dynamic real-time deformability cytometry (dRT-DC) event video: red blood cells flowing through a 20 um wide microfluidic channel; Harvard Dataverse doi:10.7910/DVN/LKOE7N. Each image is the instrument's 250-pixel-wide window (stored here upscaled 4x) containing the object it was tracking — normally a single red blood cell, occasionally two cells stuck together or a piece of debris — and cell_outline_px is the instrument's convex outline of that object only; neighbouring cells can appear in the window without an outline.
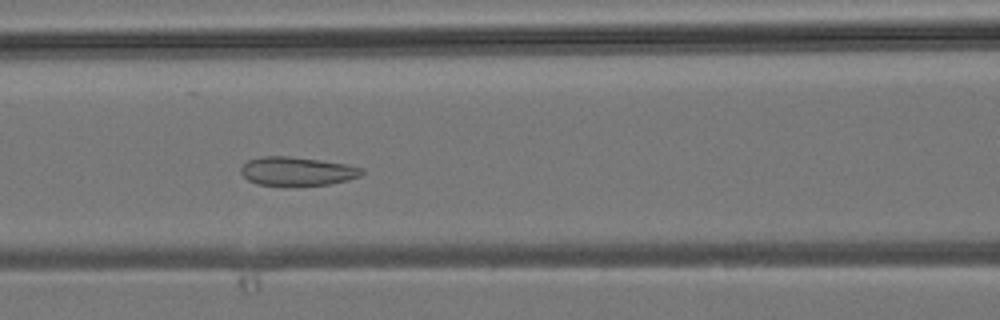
{"species": "common noctule bat (a hibernating species)", "species_latin": "Nyctalus noctula", "temperature_condition": "room temperature", "stored_images_in_passage": 42, "camera_frame_rate_fps": 3000, "um_per_image_px": 0.085, "animal": {"sex": "male", "body_mass_g": 19.2, "forearm_length_mm": 51.8}, "frame": {"image": 1, "passage_image": 18, "time_ms": 5.667, "image_size_px": [1000, 320], "cell_outline_px": [[364, 172], [360, 176], [348, 180], [328, 184], [284, 188], [280, 188], [256, 184], [248, 180], [240, 172], [240, 168], [248, 160], [260, 156], [288, 156], [320, 160], [344, 164], [364, 168]], "centroid_in_image_um": [25.21, 14.6], "position_along_channel_um": 141.4, "area_um2": 20.92}}
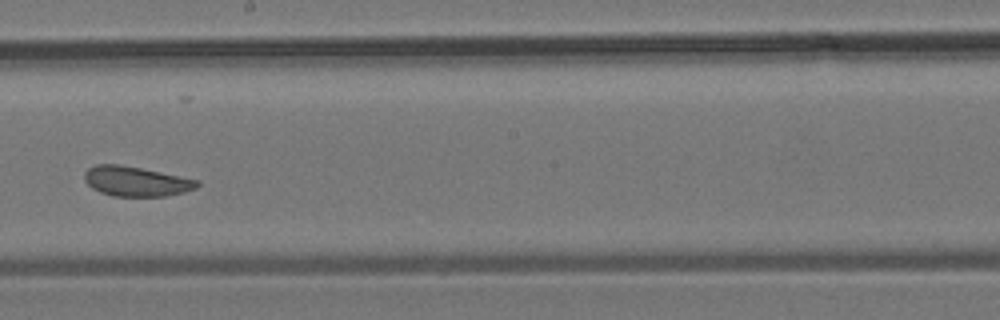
{"frame": {"image": 2, "passage_image": 24, "time_ms": 7.667, "image_size_px": [1000, 320], "cell_outline_px": [[200, 184], [196, 188], [184, 192], [164, 196], [112, 196], [100, 192], [92, 188], [84, 180], [84, 172], [88, 168], [96, 164], [120, 164], [200, 180]], "centroid_in_image_um": [11.55, 15.41], "position_along_channel_um": 236.7, "area_um2": 19.59}}
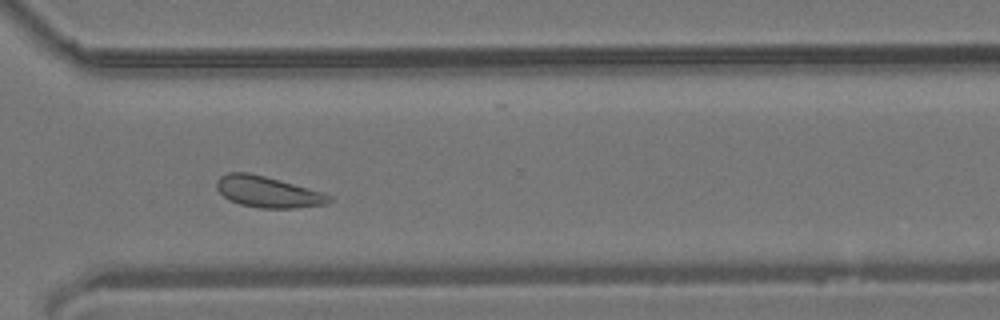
{"frame": {"image": 3, "passage_image": 31, "time_ms": 10.0, "image_size_px": [1000, 320], "cell_outline_px": [[332, 200], [328, 204], [296, 208], [260, 208], [240, 204], [228, 200], [216, 188], [216, 184], [220, 176], [228, 172], [248, 172], [280, 180], [324, 192], [332, 196]], "centroid_in_image_um": [22.79, 16.31], "position_along_channel_um": 347.8, "area_um2": 20.52}}